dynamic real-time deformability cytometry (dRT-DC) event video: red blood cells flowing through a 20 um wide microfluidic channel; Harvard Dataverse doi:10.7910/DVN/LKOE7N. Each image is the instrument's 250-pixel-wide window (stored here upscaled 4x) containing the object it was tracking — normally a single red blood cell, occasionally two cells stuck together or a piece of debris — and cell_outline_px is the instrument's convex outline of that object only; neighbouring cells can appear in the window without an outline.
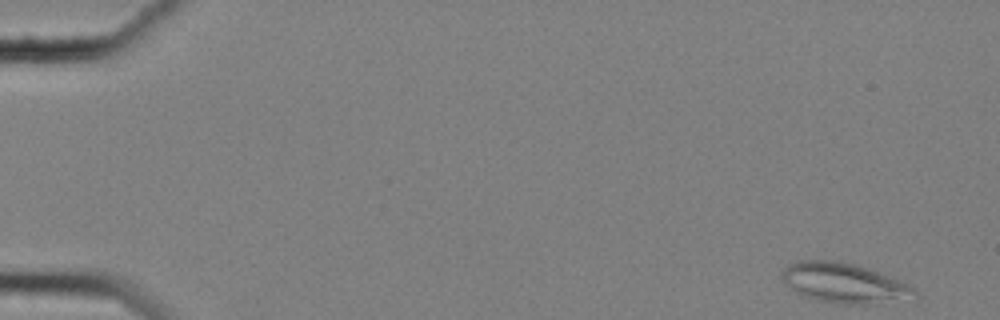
{"species": "common noctule bat (a hibernating species)", "species_latin": "Nyctalus noctula", "temperature_condition": "cold", "stored_images_in_passage": 57, "camera_frame_rate_fps": 3000, "um_per_image_px": 0.085, "animal": {"sex": "female", "body_mass_g": 25.1}, "frame": {"image": 1, "passage_image": 1, "time_ms": 0.0, "image_size_px": [1000, 320], "cell_outline_px": [[920, 296], [916, 300], [868, 304], [836, 304], [816, 300], [800, 296], [780, 276], [780, 272], [788, 264], [796, 260], [840, 260], [856, 264], [880, 272], [908, 284], [916, 288]], "centroid_in_image_um": [71.82, 24.07], "position_along_channel_um": 13.2, "area_um2": 31.79}}
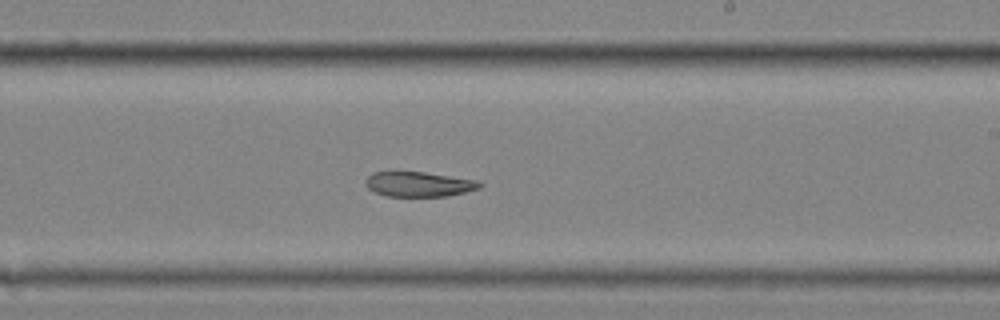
{"frame": {"image": 2, "passage_image": 34, "time_ms": 11.0, "image_size_px": [1000, 320], "cell_outline_px": [[484, 184], [480, 188], [448, 196], [388, 196], [376, 192], [368, 188], [368, 176], [372, 172], [392, 168], [396, 168], [424, 172], [476, 180]], "centroid_in_image_um": [35.56, 15.6], "position_along_channel_um": 253.4, "area_um2": 17.05}}
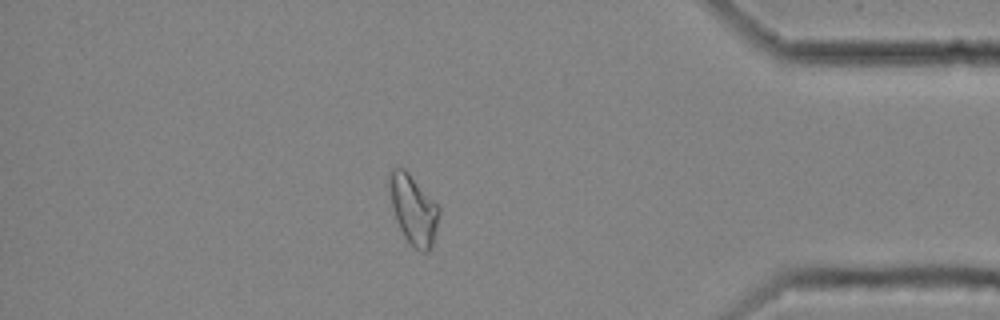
{"frame": {"image": 3, "passage_image": 49, "time_ms": 16.0, "image_size_px": [1000, 320], "cell_outline_px": [[440, 212], [432, 244], [428, 252], [424, 252], [416, 248], [404, 236], [396, 220], [392, 208], [388, 184], [388, 172], [392, 168], [404, 168], [408, 172], [440, 208]], "centroid_in_image_um": [35.11, 17.77], "position_along_channel_um": 400.1, "area_um2": 19.77}, "authors_computed_cell_mechanics": {"area_um2": 20.3456, "velocity_mm_per_s": 3.493, "shape_relaxation_time_tau1_ms": null, "shape_relaxation_time_tau2_ms": 7.1475, "deformation_change_tau1": null, "deformation_change_tau2": 0.1284}}